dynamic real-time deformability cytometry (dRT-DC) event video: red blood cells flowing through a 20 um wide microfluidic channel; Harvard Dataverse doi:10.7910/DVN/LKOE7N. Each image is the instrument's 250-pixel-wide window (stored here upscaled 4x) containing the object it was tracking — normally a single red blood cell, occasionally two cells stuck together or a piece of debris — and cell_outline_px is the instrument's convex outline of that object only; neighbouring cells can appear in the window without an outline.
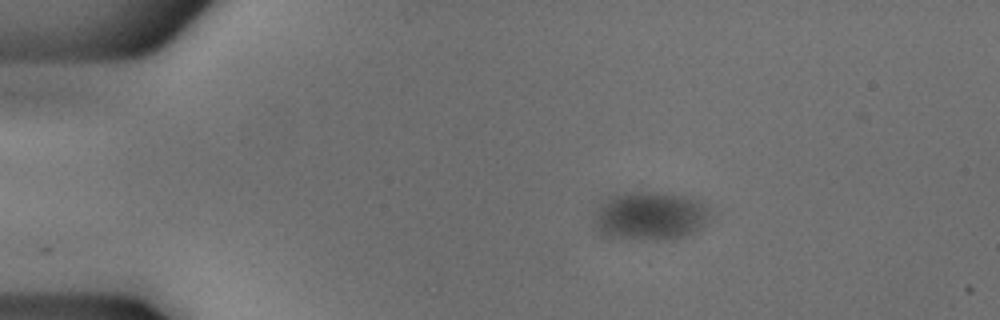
{"species": "common noctule bat (a hibernating species)", "species_latin": "Nyctalus noctula", "temperature_condition": "cold", "stored_images_in_passage": 53, "camera_frame_rate_fps": 3000, "um_per_image_px": 0.085, "animal": {"sex": "male", "body_mass_g": 18.8}, "frame": {"image": 1, "passage_image": 9, "time_ms": 2.667, "image_size_px": [1000, 320], "cell_outline_px": [[712, 216], [696, 232], [672, 240], [652, 240], [600, 236], [592, 224], [596, 212], [608, 196], [628, 192], [656, 192], [692, 196], [704, 200], [712, 212]], "centroid_in_image_um": [55.32, 18.35], "position_along_channel_um": 29.7, "area_um2": 33.81}}
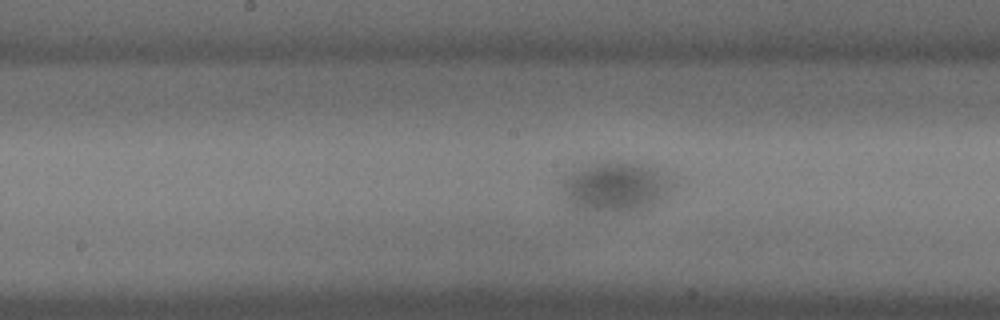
{"frame": {"image": 2, "passage_image": 27, "time_ms": 8.667, "image_size_px": [1000, 320], "cell_outline_px": [[676, 184], [664, 196], [640, 208], [624, 212], [616, 212], [576, 208], [564, 200], [560, 180], [580, 168], [588, 164], [604, 160], [608, 160], [652, 164], [672, 172], [676, 180]], "centroid_in_image_um": [52.39, 15.79], "position_along_channel_um": 195.8, "area_um2": 32.95}}
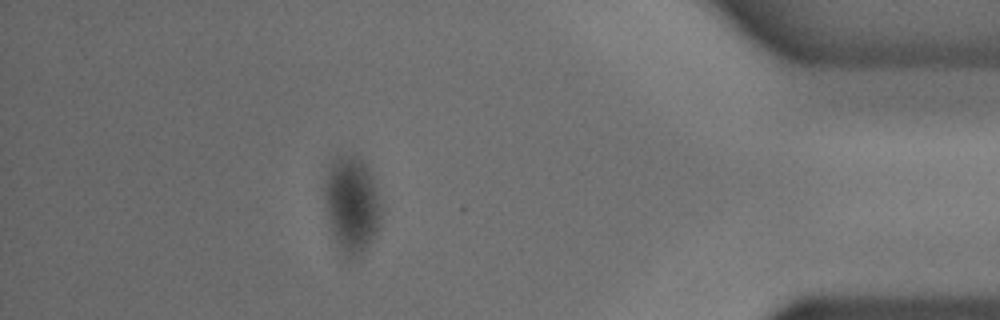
{"frame": {"image": 3, "passage_image": 47, "time_ms": 15.333, "image_size_px": [1000, 320], "cell_outline_px": [[380, 224], [368, 248], [360, 256], [352, 260], [348, 260], [344, 256], [336, 244], [332, 236], [324, 204], [324, 180], [328, 164], [336, 152], [352, 156], [360, 160], [368, 168], [372, 176], [380, 200]], "centroid_in_image_um": [29.85, 17.4], "position_along_channel_um": 405.4, "area_um2": 32.66}}